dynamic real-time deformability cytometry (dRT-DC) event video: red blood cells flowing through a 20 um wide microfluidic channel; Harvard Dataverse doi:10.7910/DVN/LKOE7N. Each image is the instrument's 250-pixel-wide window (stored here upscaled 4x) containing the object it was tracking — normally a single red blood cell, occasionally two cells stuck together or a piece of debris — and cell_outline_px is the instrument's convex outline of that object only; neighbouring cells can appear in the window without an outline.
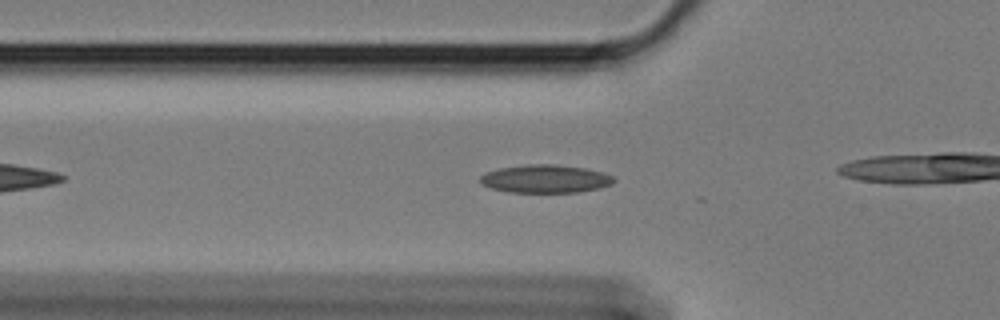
{"species": "Egyptian fruit bat (a non-hibernating species)", "species_latin": "Rousettus aegyptiacus", "temperature_condition": "cold", "stored_images_in_passage": 21, "camera_frame_rate_fps": 3000, "um_per_image_px": 0.085, "animal": {"sex": "female"}, "frame": {"image": 1, "passage_image": 9, "time_ms": 2.667, "image_size_px": [1000, 320], "cell_outline_px": [[616, 180], [612, 184], [600, 188], [580, 192], [508, 192], [492, 188], [480, 184], [480, 176], [484, 172], [500, 168], [528, 164], [556, 164], [584, 168], [604, 172], [612, 176]], "centroid_in_image_um": [46.36, 15.2], "position_along_channel_um": 79.4, "area_um2": 22.02}}
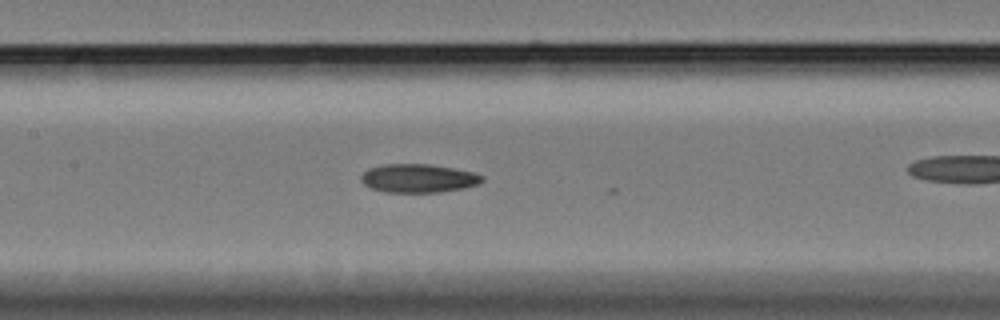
{"frame": {"image": 2, "passage_image": 17, "time_ms": 5.333, "image_size_px": [1000, 320], "cell_outline_px": [[484, 180], [480, 184], [464, 188], [440, 192], [384, 192], [372, 188], [364, 184], [360, 180], [360, 176], [368, 168], [384, 164], [428, 164], [452, 168], [472, 172], [484, 176]], "centroid_in_image_um": [35.56, 15.15], "position_along_channel_um": 171.8, "area_um2": 20.17}}
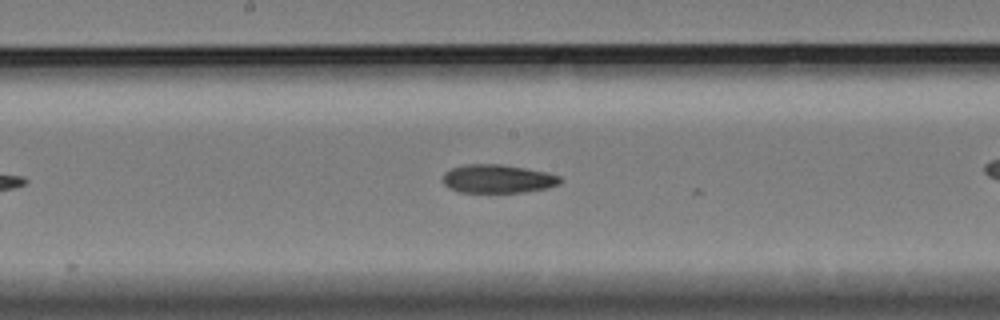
{"frame": {"image": 3, "passage_image": 20, "time_ms": 6.333, "image_size_px": [1000, 320], "cell_outline_px": [[564, 180], [560, 184], [548, 188], [524, 192], [460, 192], [448, 188], [444, 184], [444, 172], [452, 168], [464, 164], [500, 164], [548, 172], [560, 176]], "centroid_in_image_um": [42.34, 15.2], "position_along_channel_um": 205.9, "area_um2": 19.59}}